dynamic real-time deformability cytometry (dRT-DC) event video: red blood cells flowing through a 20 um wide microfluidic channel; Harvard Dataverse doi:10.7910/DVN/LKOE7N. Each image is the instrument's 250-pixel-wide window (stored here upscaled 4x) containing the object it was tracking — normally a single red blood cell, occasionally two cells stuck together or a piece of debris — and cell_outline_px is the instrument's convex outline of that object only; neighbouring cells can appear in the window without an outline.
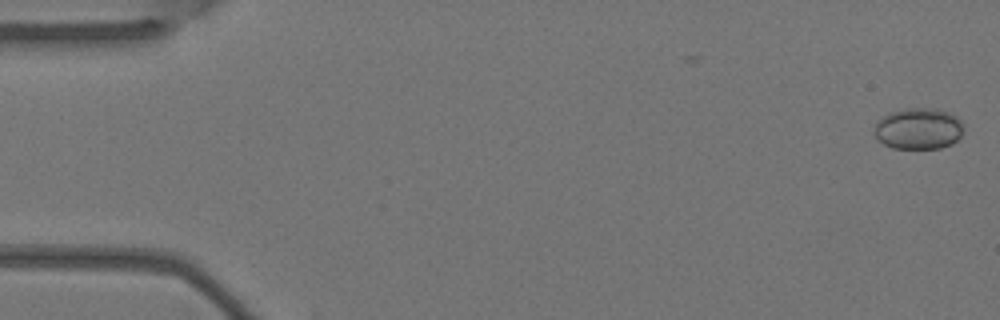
{"species": "Egyptian fruit bat (a non-hibernating species)", "species_latin": "Rousettus aegyptiacus", "temperature_condition": "warm", "stored_images_in_passage": 5, "camera_frame_rate_fps": 3000, "um_per_image_px": 0.085, "animal": {"sex": "female"}, "frame": {"image": 1, "passage_image": 1, "time_ms": 0.0, "image_size_px": [1000, 320], "cell_outline_px": [[964, 128], [960, 136], [952, 144], [940, 148], [892, 148], [884, 144], [872, 132], [876, 124], [888, 112], [908, 108], [936, 108], [952, 112], [964, 124]], "centroid_in_image_um": [78.1, 10.92], "position_along_channel_um": 6.9, "area_um2": 21.68}}